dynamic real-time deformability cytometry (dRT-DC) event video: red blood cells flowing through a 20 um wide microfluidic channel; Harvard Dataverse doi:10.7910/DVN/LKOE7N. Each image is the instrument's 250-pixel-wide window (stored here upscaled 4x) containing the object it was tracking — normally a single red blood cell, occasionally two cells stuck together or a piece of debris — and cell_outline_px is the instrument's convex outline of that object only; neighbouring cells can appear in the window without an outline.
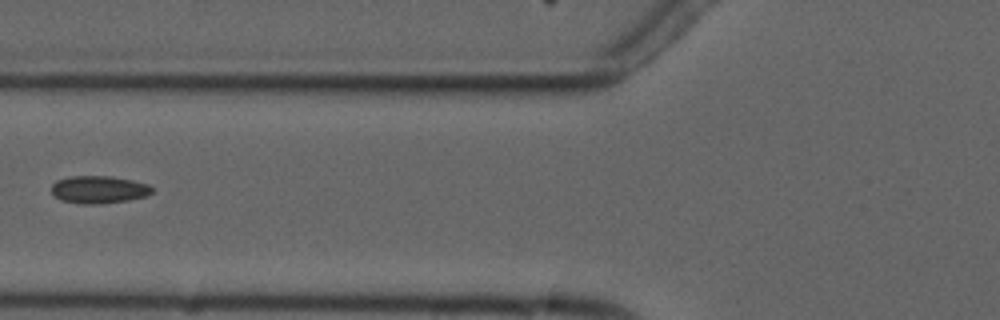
{"species": "common noctule bat (a hibernating species)", "species_latin": "Nyctalus noctula", "temperature_condition": "cold", "stored_images_in_passage": 6, "camera_frame_rate_fps": 3000, "um_per_image_px": 0.085, "animal": {"sex": "male", "forearm_length_mm": 52.5}, "frame": {"image": 1, "passage_image": 6, "time_ms": 6.667, "image_size_px": [1000, 320], "cell_outline_px": [[152, 192], [148, 196], [128, 200], [100, 204], [80, 204], [60, 200], [52, 196], [52, 184], [56, 180], [68, 176], [112, 176], [132, 180], [148, 184], [152, 188]], "centroid_in_image_um": [8.37, 16.12], "position_along_channel_um": 117.4, "area_um2": 16.42}}